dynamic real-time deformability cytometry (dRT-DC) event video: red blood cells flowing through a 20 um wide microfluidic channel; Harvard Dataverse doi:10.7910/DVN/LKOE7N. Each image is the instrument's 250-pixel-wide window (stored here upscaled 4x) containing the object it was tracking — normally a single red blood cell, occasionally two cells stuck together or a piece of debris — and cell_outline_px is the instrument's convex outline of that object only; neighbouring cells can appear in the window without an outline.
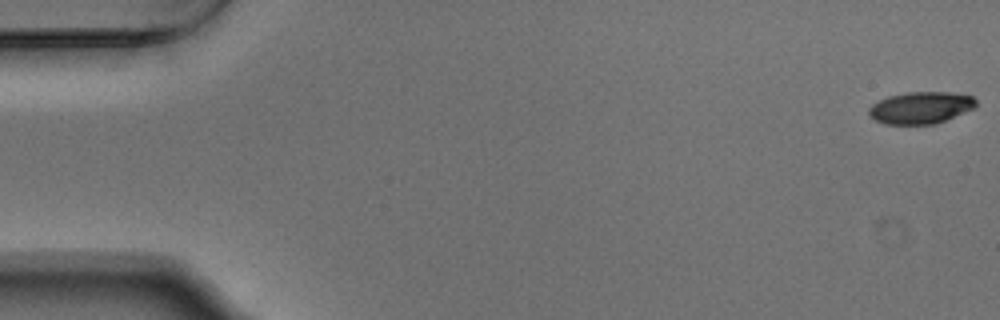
{"species": "Egyptian fruit bat (a non-hibernating species)", "species_latin": "Rousettus aegyptiacus", "temperature_condition": "warm", "stored_images_in_passage": 54, "camera_frame_rate_fps": 3000, "um_per_image_px": 0.085, "animal": {"sex": "male"}, "frame": {"image": 1, "passage_image": 1, "time_ms": 0.0, "image_size_px": [1000, 320], "cell_outline_px": [[976, 108], [936, 124], [884, 124], [876, 120], [868, 112], [868, 108], [872, 104], [888, 96], [908, 92], [948, 92], [972, 96], [976, 100]], "centroid_in_image_um": [78.28, 9.16], "position_along_channel_um": 6.7, "area_um2": 19.94}}
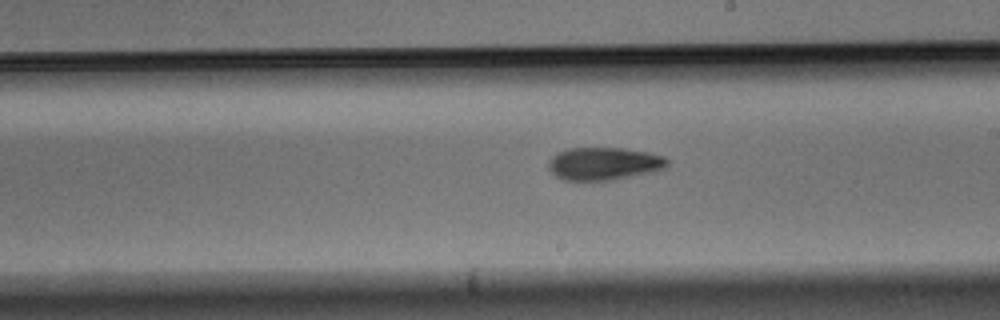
{"frame": {"image": 2, "passage_image": 31, "time_ms": 10.0, "image_size_px": [1000, 320], "cell_outline_px": [[668, 164], [664, 168], [648, 172], [612, 180], [560, 180], [548, 168], [548, 160], [552, 156], [568, 148], [624, 148], [648, 152], [664, 156], [668, 160]], "centroid_in_image_um": [51.3, 13.9], "position_along_channel_um": 237.7, "area_um2": 22.54}}
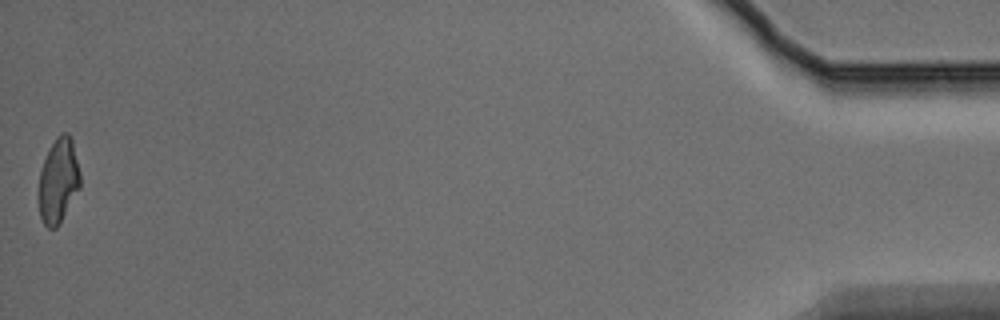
{"frame": {"image": 3, "passage_image": 54, "time_ms": 17.667, "image_size_px": [1000, 320], "cell_outline_px": [[80, 188], [60, 224], [56, 228], [48, 228], [44, 224], [40, 216], [36, 196], [40, 172], [44, 160], [56, 136], [60, 132], [68, 132], [72, 140], [80, 172]], "centroid_in_image_um": [4.94, 15.39], "position_along_channel_um": 430.3, "area_um2": 20.92}, "authors_computed_cell_mechanics": {"area_um2": 21.675, "velocity_mm_per_s": 3.762, "shape_relaxation_time_tau1_ms": 5.5623, "shape_relaxation_time_tau2_ms": 6.4261, "deformation_change_tau1": 0.1698, "deformation_change_tau2": 0.1493}}